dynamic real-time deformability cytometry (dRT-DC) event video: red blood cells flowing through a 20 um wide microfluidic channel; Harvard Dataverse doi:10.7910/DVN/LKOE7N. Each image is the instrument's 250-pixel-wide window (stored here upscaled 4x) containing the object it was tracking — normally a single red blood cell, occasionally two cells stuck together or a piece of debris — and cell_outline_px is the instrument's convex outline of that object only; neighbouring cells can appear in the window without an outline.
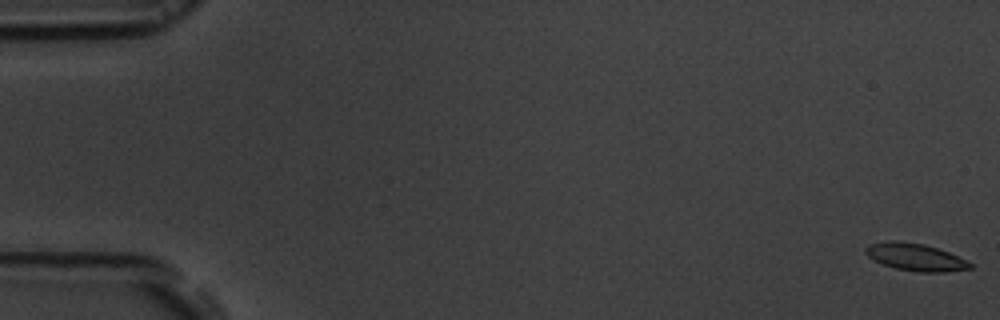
{"species": "common noctule bat (a hibernating species)", "species_latin": "Nyctalus noctula", "temperature_condition": "room temperature", "stored_images_in_passage": 57, "camera_frame_rate_fps": 3000, "um_per_image_px": 0.085, "animal": {"sex": "male", "body_mass_g": 19.5, "forearm_length_mm": 54.6}, "frame": {"image": 1, "passage_image": 1, "time_ms": 0.0, "image_size_px": [1000, 320], "cell_outline_px": [[972, 268], [944, 272], [920, 272], [896, 268], [884, 264], [868, 256], [864, 252], [864, 248], [868, 244], [888, 240], [896, 240], [924, 244], [948, 252], [972, 264]], "centroid_in_image_um": [77.76, 21.84], "position_along_channel_um": 7.2, "area_um2": 16.42}}
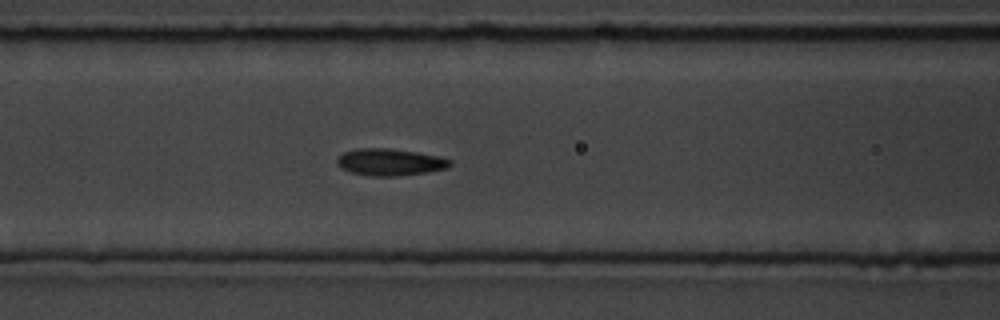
{"frame": {"image": 2, "passage_image": 24, "time_ms": 7.667, "image_size_px": [1000, 320], "cell_outline_px": [[452, 164], [448, 168], [428, 172], [396, 176], [372, 176], [352, 172], [340, 168], [336, 164], [336, 160], [344, 152], [356, 148], [388, 148], [416, 152], [436, 156], [452, 160]], "centroid_in_image_um": [33.14, 13.78], "position_along_channel_um": 133.5, "area_um2": 17.69}}
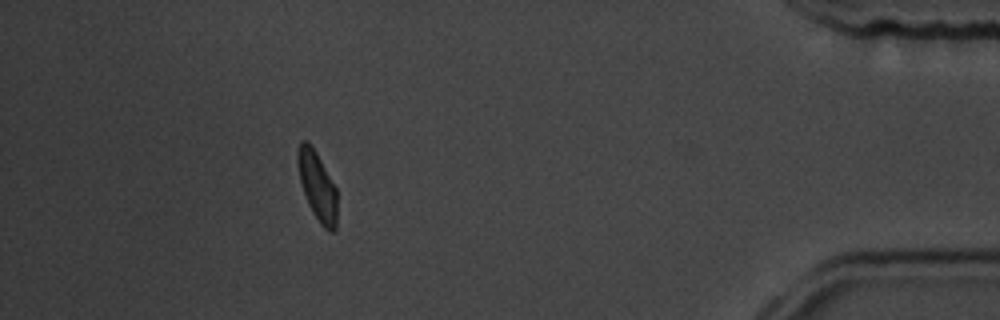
{"frame": {"image": 3, "passage_image": 51, "time_ms": 16.667, "image_size_px": [1000, 320], "cell_outline_px": [[336, 228], [332, 232], [328, 232], [320, 224], [312, 212], [308, 204], [300, 180], [296, 160], [296, 156], [300, 140], [308, 140], [316, 152], [336, 188]], "centroid_in_image_um": [26.95, 15.8], "position_along_channel_um": 408.3, "area_um2": 15.78}, "authors_computed_cell_mechanics": {"area_um2": 16.6464, "velocity_mm_per_s": 3.6453, "shape_relaxation_time_tau1_ms": 2.2187, "shape_relaxation_time_tau2_ms": 1.7378, "deformation_change_tau1": 0.099, "deformation_change_tau2": 0.0638}}